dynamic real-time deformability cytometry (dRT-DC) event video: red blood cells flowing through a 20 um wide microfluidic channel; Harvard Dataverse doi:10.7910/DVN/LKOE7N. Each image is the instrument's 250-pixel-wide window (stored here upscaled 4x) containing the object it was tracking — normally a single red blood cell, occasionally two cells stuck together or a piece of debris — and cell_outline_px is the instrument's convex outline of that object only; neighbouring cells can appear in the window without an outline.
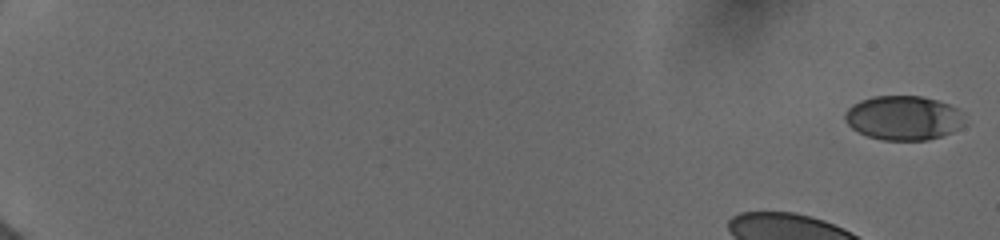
{"species": "human", "species_latin": "Homo sapiens", "temperature_condition": "cold", "stored_images_in_passage": 21, "segment_of_instrument_passage": [1, 2], "camera_frame_rate_fps": 3000, "um_per_image_px": 0.085, "donor": {"sex": "female"}, "frame": {"image": 1, "passage_image": 1, "time_ms": 0.0, "image_size_px": [1000, 240], "cell_outline_px": [[964, 124], [952, 132], [928, 140], [884, 140], [868, 136], [852, 128], [844, 120], [844, 112], [852, 104], [860, 100], [872, 96], [920, 96], [936, 100], [948, 104], [964, 112]], "centroid_in_image_um": [76.78, 10.01], "position_along_channel_um": 8.2, "area_um2": 30.98}}
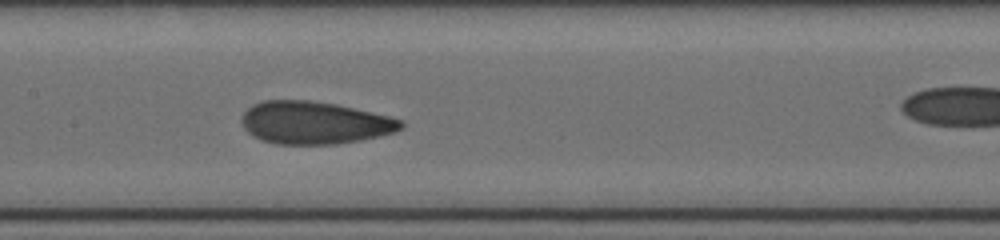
{"frame": {"image": 2, "passage_image": 15, "time_ms": 8.667, "image_size_px": [1000, 240], "cell_outline_px": [[404, 128], [396, 132], [380, 136], [360, 140], [336, 144], [276, 144], [260, 140], [252, 136], [244, 128], [240, 120], [244, 112], [252, 104], [264, 100], [308, 100], [336, 104], [388, 116], [404, 120]], "centroid_in_image_um": [26.72, 10.44], "position_along_channel_um": 180.7, "area_um2": 39.77}}
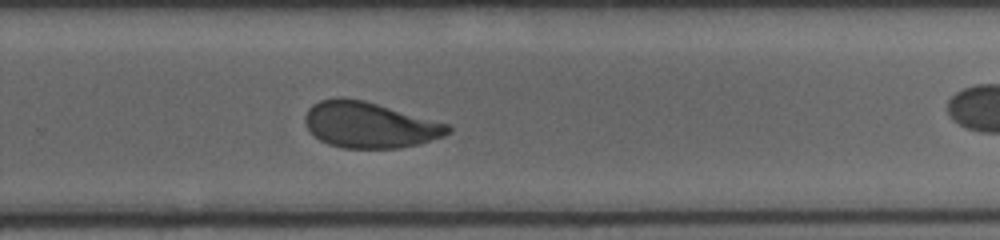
{"frame": {"image": 3, "passage_image": 20, "time_ms": 11.667, "image_size_px": [1000, 240], "cell_outline_px": [[452, 132], [444, 136], [420, 144], [400, 148], [340, 148], [328, 144], [320, 140], [308, 128], [304, 120], [304, 116], [308, 108], [312, 104], [320, 100], [340, 96], [364, 100], [448, 124], [452, 128]], "centroid_in_image_um": [31.4, 10.62], "position_along_channel_um": 298.4, "area_um2": 38.38}}